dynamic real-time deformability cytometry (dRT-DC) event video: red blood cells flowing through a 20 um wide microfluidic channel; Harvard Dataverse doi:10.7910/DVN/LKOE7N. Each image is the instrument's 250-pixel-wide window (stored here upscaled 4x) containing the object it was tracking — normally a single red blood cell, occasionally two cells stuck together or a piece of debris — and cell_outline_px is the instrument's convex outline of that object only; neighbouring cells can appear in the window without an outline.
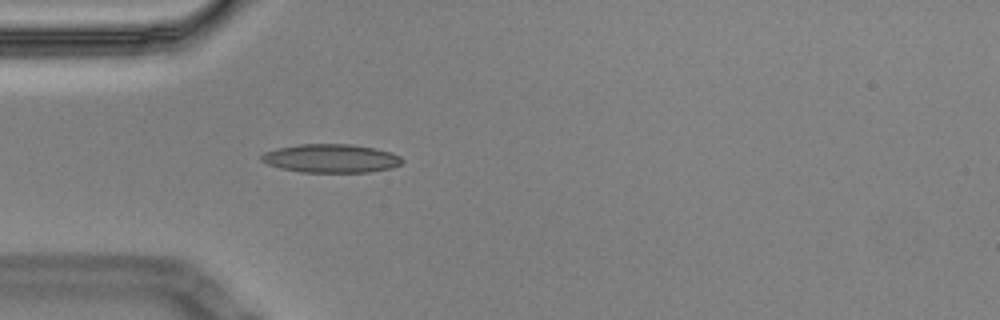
{"species": "Egyptian fruit bat (a non-hibernating species)", "species_latin": "Rousettus aegyptiacus", "temperature_condition": "cold", "stored_images_in_passage": 4, "camera_frame_rate_fps": 3000, "um_per_image_px": 0.085, "animal": {"sex": "male"}, "frame": {"image": 1, "passage_image": 4, "time_ms": 1.0, "image_size_px": [1000, 320], "cell_outline_px": [[404, 160], [400, 164], [392, 168], [368, 172], [300, 172], [280, 168], [268, 164], [260, 160], [260, 156], [264, 152], [276, 148], [300, 144], [352, 144], [376, 148], [392, 152], [400, 156]], "centroid_in_image_um": [28.14, 13.46], "position_along_channel_um": 56.9, "area_um2": 23.58}}